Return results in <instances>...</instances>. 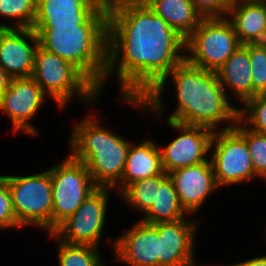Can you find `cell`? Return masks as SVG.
<instances>
[{"label":"cell","mask_w":266,"mask_h":266,"mask_svg":"<svg viewBox=\"0 0 266 266\" xmlns=\"http://www.w3.org/2000/svg\"><path fill=\"white\" fill-rule=\"evenodd\" d=\"M107 7L104 85L115 73L121 99H143L185 59V39L143 0H107Z\"/></svg>","instance_id":"6da1fadb"},{"label":"cell","mask_w":266,"mask_h":266,"mask_svg":"<svg viewBox=\"0 0 266 266\" xmlns=\"http://www.w3.org/2000/svg\"><path fill=\"white\" fill-rule=\"evenodd\" d=\"M168 77L174 82L177 107L167 120L185 125L205 126L214 131L234 128L238 121L239 108L232 105L217 72L194 66L186 59L173 68L143 99L123 98V101L126 105L139 107L140 111L153 110L152 113L160 118L164 111L161 97L164 87L168 86ZM225 122L228 125L219 128L220 124Z\"/></svg>","instance_id":"7a4b0ae2"},{"label":"cell","mask_w":266,"mask_h":266,"mask_svg":"<svg viewBox=\"0 0 266 266\" xmlns=\"http://www.w3.org/2000/svg\"><path fill=\"white\" fill-rule=\"evenodd\" d=\"M33 30L42 48L72 63L103 93L108 24L33 26Z\"/></svg>","instance_id":"3957f363"},{"label":"cell","mask_w":266,"mask_h":266,"mask_svg":"<svg viewBox=\"0 0 266 266\" xmlns=\"http://www.w3.org/2000/svg\"><path fill=\"white\" fill-rule=\"evenodd\" d=\"M99 119V121H98ZM86 115L75 123L70 155L83 162L98 187L114 188L121 181L131 142L100 126V118Z\"/></svg>","instance_id":"277c9868"},{"label":"cell","mask_w":266,"mask_h":266,"mask_svg":"<svg viewBox=\"0 0 266 266\" xmlns=\"http://www.w3.org/2000/svg\"><path fill=\"white\" fill-rule=\"evenodd\" d=\"M31 77L60 110L75 97L91 107L101 95L99 89L72 63L40 45L35 52Z\"/></svg>","instance_id":"5b68a950"},{"label":"cell","mask_w":266,"mask_h":266,"mask_svg":"<svg viewBox=\"0 0 266 266\" xmlns=\"http://www.w3.org/2000/svg\"><path fill=\"white\" fill-rule=\"evenodd\" d=\"M241 45L227 17L202 18L185 39V59L194 66L216 72Z\"/></svg>","instance_id":"8992f818"},{"label":"cell","mask_w":266,"mask_h":266,"mask_svg":"<svg viewBox=\"0 0 266 266\" xmlns=\"http://www.w3.org/2000/svg\"><path fill=\"white\" fill-rule=\"evenodd\" d=\"M10 190L15 217L21 226L33 225L52 233V182L49 170L25 175H2Z\"/></svg>","instance_id":"52a82bcc"},{"label":"cell","mask_w":266,"mask_h":266,"mask_svg":"<svg viewBox=\"0 0 266 266\" xmlns=\"http://www.w3.org/2000/svg\"><path fill=\"white\" fill-rule=\"evenodd\" d=\"M52 182V232L98 187L87 166L70 154L49 169Z\"/></svg>","instance_id":"ba28073f"},{"label":"cell","mask_w":266,"mask_h":266,"mask_svg":"<svg viewBox=\"0 0 266 266\" xmlns=\"http://www.w3.org/2000/svg\"><path fill=\"white\" fill-rule=\"evenodd\" d=\"M211 163L218 187L258 178L246 140L234 129L215 130L210 145Z\"/></svg>","instance_id":"9c48e42d"},{"label":"cell","mask_w":266,"mask_h":266,"mask_svg":"<svg viewBox=\"0 0 266 266\" xmlns=\"http://www.w3.org/2000/svg\"><path fill=\"white\" fill-rule=\"evenodd\" d=\"M111 190L110 187H97L52 233L67 244L100 247Z\"/></svg>","instance_id":"30bf717a"},{"label":"cell","mask_w":266,"mask_h":266,"mask_svg":"<svg viewBox=\"0 0 266 266\" xmlns=\"http://www.w3.org/2000/svg\"><path fill=\"white\" fill-rule=\"evenodd\" d=\"M167 123L179 132L174 140L164 148H160L162 167L167 174L179 168L211 161L207 156L210 153L214 130L205 126L185 125L169 120Z\"/></svg>","instance_id":"8fae6325"},{"label":"cell","mask_w":266,"mask_h":266,"mask_svg":"<svg viewBox=\"0 0 266 266\" xmlns=\"http://www.w3.org/2000/svg\"><path fill=\"white\" fill-rule=\"evenodd\" d=\"M108 24L107 0H37L33 26Z\"/></svg>","instance_id":"7c38bea8"},{"label":"cell","mask_w":266,"mask_h":266,"mask_svg":"<svg viewBox=\"0 0 266 266\" xmlns=\"http://www.w3.org/2000/svg\"><path fill=\"white\" fill-rule=\"evenodd\" d=\"M46 94L32 77L12 78L0 99V111L11 120L13 132L37 136L40 132L28 122L38 114Z\"/></svg>","instance_id":"4fadbf2b"},{"label":"cell","mask_w":266,"mask_h":266,"mask_svg":"<svg viewBox=\"0 0 266 266\" xmlns=\"http://www.w3.org/2000/svg\"><path fill=\"white\" fill-rule=\"evenodd\" d=\"M114 240L110 244L114 261L128 266H159L158 223L136 221Z\"/></svg>","instance_id":"5bb4252c"},{"label":"cell","mask_w":266,"mask_h":266,"mask_svg":"<svg viewBox=\"0 0 266 266\" xmlns=\"http://www.w3.org/2000/svg\"><path fill=\"white\" fill-rule=\"evenodd\" d=\"M186 218L158 223L159 266H196L195 233L198 222Z\"/></svg>","instance_id":"9a60e30c"},{"label":"cell","mask_w":266,"mask_h":266,"mask_svg":"<svg viewBox=\"0 0 266 266\" xmlns=\"http://www.w3.org/2000/svg\"><path fill=\"white\" fill-rule=\"evenodd\" d=\"M38 46L33 28H0V66L12 78L31 77Z\"/></svg>","instance_id":"2e32d148"},{"label":"cell","mask_w":266,"mask_h":266,"mask_svg":"<svg viewBox=\"0 0 266 266\" xmlns=\"http://www.w3.org/2000/svg\"><path fill=\"white\" fill-rule=\"evenodd\" d=\"M168 176L188 215L197 212L204 205L207 196L219 188L211 161L176 169L169 172Z\"/></svg>","instance_id":"e0dca14e"},{"label":"cell","mask_w":266,"mask_h":266,"mask_svg":"<svg viewBox=\"0 0 266 266\" xmlns=\"http://www.w3.org/2000/svg\"><path fill=\"white\" fill-rule=\"evenodd\" d=\"M227 18L242 45L266 39V7L261 0L233 1Z\"/></svg>","instance_id":"ac0fdd59"},{"label":"cell","mask_w":266,"mask_h":266,"mask_svg":"<svg viewBox=\"0 0 266 266\" xmlns=\"http://www.w3.org/2000/svg\"><path fill=\"white\" fill-rule=\"evenodd\" d=\"M147 139L134 146L130 144L121 181L116 185L121 193L128 185L164 172L160 147Z\"/></svg>","instance_id":"d6986e66"},{"label":"cell","mask_w":266,"mask_h":266,"mask_svg":"<svg viewBox=\"0 0 266 266\" xmlns=\"http://www.w3.org/2000/svg\"><path fill=\"white\" fill-rule=\"evenodd\" d=\"M216 72L225 92L228 88L233 92L231 100L237 98L243 104L253 98L249 43L241 45Z\"/></svg>","instance_id":"ffe728a7"},{"label":"cell","mask_w":266,"mask_h":266,"mask_svg":"<svg viewBox=\"0 0 266 266\" xmlns=\"http://www.w3.org/2000/svg\"><path fill=\"white\" fill-rule=\"evenodd\" d=\"M149 8L186 39L203 18L191 0H143Z\"/></svg>","instance_id":"44dd1931"},{"label":"cell","mask_w":266,"mask_h":266,"mask_svg":"<svg viewBox=\"0 0 266 266\" xmlns=\"http://www.w3.org/2000/svg\"><path fill=\"white\" fill-rule=\"evenodd\" d=\"M172 180L169 176L160 184L152 207L143 214L141 221L148 224L171 222L186 218Z\"/></svg>","instance_id":"7402d4cb"},{"label":"cell","mask_w":266,"mask_h":266,"mask_svg":"<svg viewBox=\"0 0 266 266\" xmlns=\"http://www.w3.org/2000/svg\"><path fill=\"white\" fill-rule=\"evenodd\" d=\"M167 177L168 174L164 171L162 174L138 180L128 185L119 196L130 207L145 214L152 207L160 184Z\"/></svg>","instance_id":"603a6c76"},{"label":"cell","mask_w":266,"mask_h":266,"mask_svg":"<svg viewBox=\"0 0 266 266\" xmlns=\"http://www.w3.org/2000/svg\"><path fill=\"white\" fill-rule=\"evenodd\" d=\"M49 235L54 237L53 239L57 243L58 266H104L99 247L67 244L59 240L53 233H49Z\"/></svg>","instance_id":"cb8c5ba5"},{"label":"cell","mask_w":266,"mask_h":266,"mask_svg":"<svg viewBox=\"0 0 266 266\" xmlns=\"http://www.w3.org/2000/svg\"><path fill=\"white\" fill-rule=\"evenodd\" d=\"M37 0H0V16L13 19V25L0 23V28H33Z\"/></svg>","instance_id":"d4e9b609"},{"label":"cell","mask_w":266,"mask_h":266,"mask_svg":"<svg viewBox=\"0 0 266 266\" xmlns=\"http://www.w3.org/2000/svg\"><path fill=\"white\" fill-rule=\"evenodd\" d=\"M234 129L246 140L255 174L266 179V134L255 132L238 119Z\"/></svg>","instance_id":"484cf974"},{"label":"cell","mask_w":266,"mask_h":266,"mask_svg":"<svg viewBox=\"0 0 266 266\" xmlns=\"http://www.w3.org/2000/svg\"><path fill=\"white\" fill-rule=\"evenodd\" d=\"M243 108L238 109V119L249 129L266 134V94L246 100Z\"/></svg>","instance_id":"4316f807"},{"label":"cell","mask_w":266,"mask_h":266,"mask_svg":"<svg viewBox=\"0 0 266 266\" xmlns=\"http://www.w3.org/2000/svg\"><path fill=\"white\" fill-rule=\"evenodd\" d=\"M253 97L266 94V46L263 43H249Z\"/></svg>","instance_id":"83f0119b"},{"label":"cell","mask_w":266,"mask_h":266,"mask_svg":"<svg viewBox=\"0 0 266 266\" xmlns=\"http://www.w3.org/2000/svg\"><path fill=\"white\" fill-rule=\"evenodd\" d=\"M21 227L15 217L12 198L6 179L0 175V229Z\"/></svg>","instance_id":"f1b7e54d"},{"label":"cell","mask_w":266,"mask_h":266,"mask_svg":"<svg viewBox=\"0 0 266 266\" xmlns=\"http://www.w3.org/2000/svg\"><path fill=\"white\" fill-rule=\"evenodd\" d=\"M203 18L227 17L231 0H191Z\"/></svg>","instance_id":"f546056e"},{"label":"cell","mask_w":266,"mask_h":266,"mask_svg":"<svg viewBox=\"0 0 266 266\" xmlns=\"http://www.w3.org/2000/svg\"><path fill=\"white\" fill-rule=\"evenodd\" d=\"M225 266V265H224ZM226 266H266V256L253 257L251 259Z\"/></svg>","instance_id":"4dcf8cb0"},{"label":"cell","mask_w":266,"mask_h":266,"mask_svg":"<svg viewBox=\"0 0 266 266\" xmlns=\"http://www.w3.org/2000/svg\"><path fill=\"white\" fill-rule=\"evenodd\" d=\"M12 77L0 66V99L8 89Z\"/></svg>","instance_id":"1f68e13d"},{"label":"cell","mask_w":266,"mask_h":266,"mask_svg":"<svg viewBox=\"0 0 266 266\" xmlns=\"http://www.w3.org/2000/svg\"><path fill=\"white\" fill-rule=\"evenodd\" d=\"M262 2H263V4L265 5V7H266V0H261Z\"/></svg>","instance_id":"d6a6232c"}]
</instances>
